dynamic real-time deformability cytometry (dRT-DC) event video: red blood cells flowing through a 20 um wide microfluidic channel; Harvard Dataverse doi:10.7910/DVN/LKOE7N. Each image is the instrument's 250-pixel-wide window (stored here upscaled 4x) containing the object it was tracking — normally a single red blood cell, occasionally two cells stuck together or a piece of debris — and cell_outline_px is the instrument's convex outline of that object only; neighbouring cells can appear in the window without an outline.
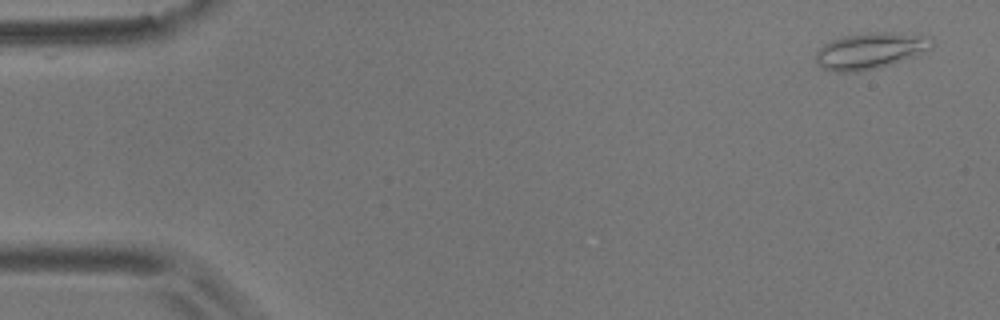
{"species": "common noctule bat (a hibernating species)", "species_latin": "Nyctalus noctula", "temperature_condition": "room temperature", "stored_images_in_passage": 5, "camera_frame_rate_fps": 3000, "um_per_image_px": 0.085, "animal": {"sex": "male", "body_mass_g": 17.9}, "frame": {"image": 1, "passage_image": 1, "time_ms": 0.0, "image_size_px": [1000, 320], "cell_outline_px": [[932, 48], [920, 56], [860, 72], [836, 72], [824, 68], [816, 60], [816, 52], [824, 44], [832, 40], [844, 36], [864, 32], [892, 32], [932, 36]], "centroid_in_image_um": [74.05, 4.3], "position_along_channel_um": 11.0, "area_um2": 24.8}}